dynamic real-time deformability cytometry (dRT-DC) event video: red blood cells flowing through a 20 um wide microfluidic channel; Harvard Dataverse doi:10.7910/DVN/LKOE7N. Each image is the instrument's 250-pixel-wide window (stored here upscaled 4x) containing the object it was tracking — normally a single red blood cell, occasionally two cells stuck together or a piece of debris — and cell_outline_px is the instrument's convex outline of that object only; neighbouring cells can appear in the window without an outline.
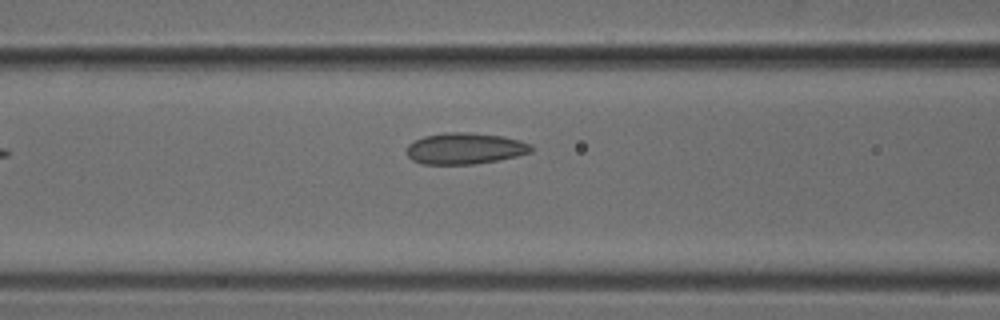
{"species": "common noctule bat (a hibernating species)", "species_latin": "Nyctalus noctula", "temperature_condition": "cold", "stored_images_in_passage": 6, "camera_frame_rate_fps": 3000, "um_per_image_px": 0.085, "animal": {"sex": "male", "body_mass_g": 18.8}, "frame": {"image": 1, "passage_image": 6, "time_ms": 1.667, "image_size_px": [1000, 320], "cell_outline_px": [[532, 152], [516, 156], [476, 164], [420, 164], [412, 160], [404, 152], [408, 144], [424, 136], [444, 132], [468, 132], [504, 136], [520, 140], [532, 144]], "centroid_in_image_um": [39.5, 12.62], "position_along_channel_um": 127.1, "area_um2": 22.95}}